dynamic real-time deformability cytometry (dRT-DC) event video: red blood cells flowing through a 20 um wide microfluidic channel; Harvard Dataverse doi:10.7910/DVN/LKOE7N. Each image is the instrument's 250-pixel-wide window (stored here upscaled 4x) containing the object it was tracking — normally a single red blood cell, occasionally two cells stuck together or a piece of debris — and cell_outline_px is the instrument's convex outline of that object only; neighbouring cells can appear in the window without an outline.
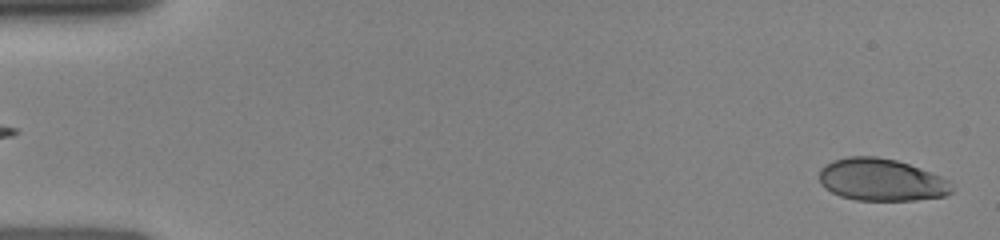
{"species": "human", "species_latin": "Homo sapiens", "temperature_condition": "room temperature", "stored_images_in_passage": 81, "camera_frame_rate_fps": 3000, "um_per_image_px": 0.085, "donor": {"sex": "female"}, "frame": {"image": 1, "passage_image": 1, "time_ms": 0.0, "image_size_px": [1000, 240], "cell_outline_px": [[952, 192], [944, 196], [912, 200], [856, 200], [840, 196], [824, 188], [820, 184], [820, 168], [832, 160], [848, 156], [876, 156], [896, 160], [908, 164], [940, 176], [948, 180], [952, 188]], "centroid_in_image_um": [74.87, 15.28], "position_along_channel_um": 10.1, "area_um2": 32.54}}
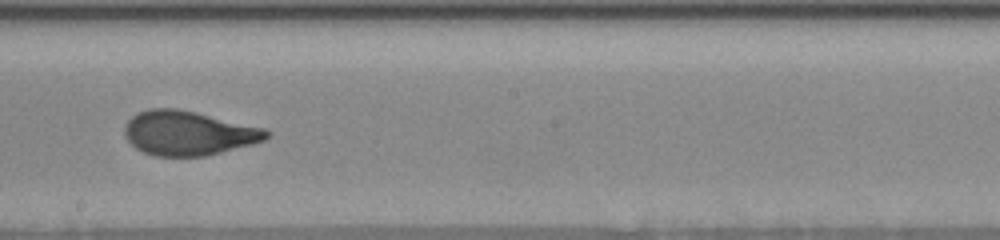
{"frame": {"image": 2, "passage_image": 45, "time_ms": 8.667, "image_size_px": [1000, 240], "cell_outline_px": [[272, 136], [264, 140], [252, 144], [204, 156], [156, 156], [144, 152], [136, 148], [124, 136], [124, 124], [132, 116], [140, 112], [152, 108], [176, 108], [196, 112], [264, 128], [272, 132]], "centroid_in_image_um": [16.01, 11.31], "position_along_channel_um": 232.2, "area_um2": 36.59}}
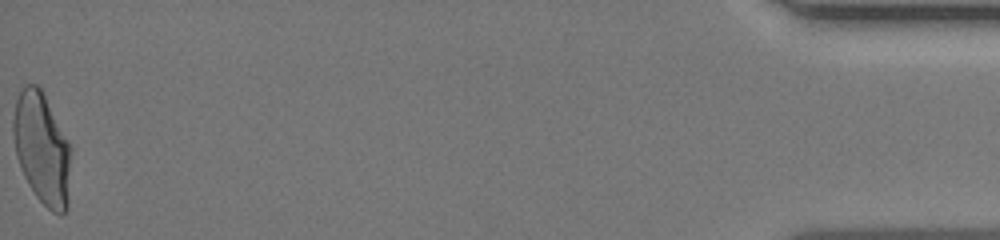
{"frame": {"image": 3, "passage_image": 80, "time_ms": 15.667, "image_size_px": [1000, 240], "cell_outline_px": [[72, 148], [68, 208], [60, 216], [52, 212], [36, 196], [28, 184], [20, 168], [16, 156], [12, 132], [12, 120], [16, 100], [20, 88], [24, 84], [36, 84], [40, 88], [68, 140]], "centroid_in_image_um": [3.57, 12.65], "position_along_channel_um": 431.6, "area_um2": 37.97}}